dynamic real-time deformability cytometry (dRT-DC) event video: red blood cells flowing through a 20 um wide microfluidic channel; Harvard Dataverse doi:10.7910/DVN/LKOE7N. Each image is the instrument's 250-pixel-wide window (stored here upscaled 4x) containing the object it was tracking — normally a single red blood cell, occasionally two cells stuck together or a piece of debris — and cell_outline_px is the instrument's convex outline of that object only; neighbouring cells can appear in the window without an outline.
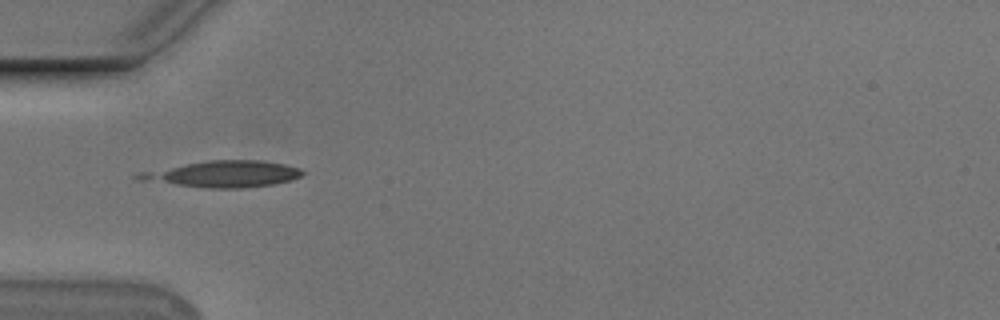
{"species": "Egyptian fruit bat (a non-hibernating species)", "species_latin": "Rousettus aegyptiacus", "temperature_condition": "cold", "stored_images_in_passage": 35, "camera_frame_rate_fps": 3000, "um_per_image_px": 0.085, "animal": {"sex": "male"}, "frame": {"image": 1, "passage_image": 1, "time_ms": 0.0, "image_size_px": [1000, 320], "cell_outline_px": [[304, 172], [300, 176], [292, 180], [272, 184], [244, 188], [204, 188], [136, 180], [132, 176], [140, 172], [208, 160], [260, 160], [284, 164], [300, 168]], "centroid_in_image_um": [18.94, 14.8], "position_along_channel_um": 66.1, "area_um2": 25.2}}
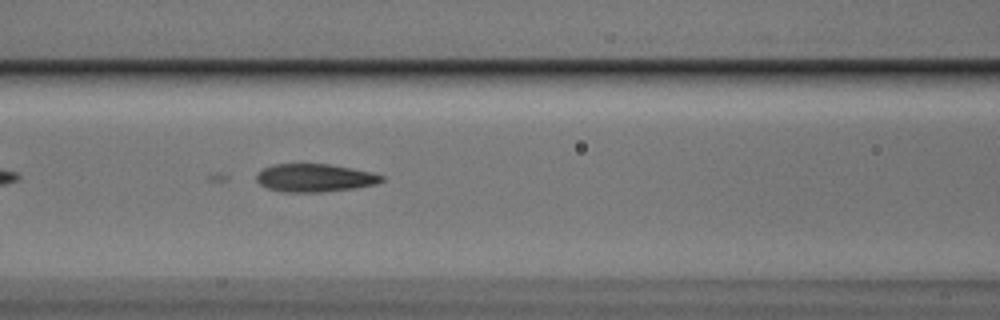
{"frame": {"image": 2, "passage_image": 7, "time_ms": 2.0, "image_size_px": [1000, 320], "cell_outline_px": [[384, 180], [376, 184], [356, 188], [324, 192], [284, 192], [268, 188], [260, 184], [256, 180], [256, 176], [264, 168], [272, 164], [328, 164], [352, 168], [372, 172], [384, 176]], "centroid_in_image_um": [26.78, 15.12], "position_along_channel_um": 139.8, "area_um2": 20.46}}
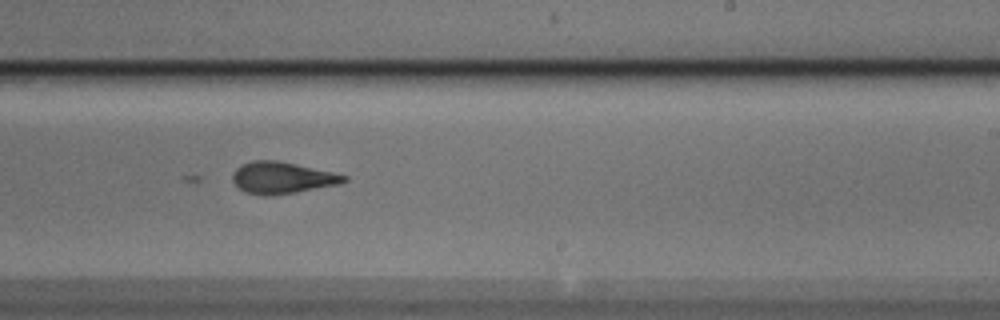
{"frame": {"image": 3, "passage_image": 17, "time_ms": 5.333, "image_size_px": [1000, 320], "cell_outline_px": [[348, 180], [340, 184], [296, 192], [272, 196], [264, 196], [244, 192], [232, 180], [232, 176], [236, 168], [252, 160], [276, 160], [332, 172], [348, 176]], "centroid_in_image_um": [23.98, 15.12], "position_along_channel_um": 265.0, "area_um2": 20.46}}